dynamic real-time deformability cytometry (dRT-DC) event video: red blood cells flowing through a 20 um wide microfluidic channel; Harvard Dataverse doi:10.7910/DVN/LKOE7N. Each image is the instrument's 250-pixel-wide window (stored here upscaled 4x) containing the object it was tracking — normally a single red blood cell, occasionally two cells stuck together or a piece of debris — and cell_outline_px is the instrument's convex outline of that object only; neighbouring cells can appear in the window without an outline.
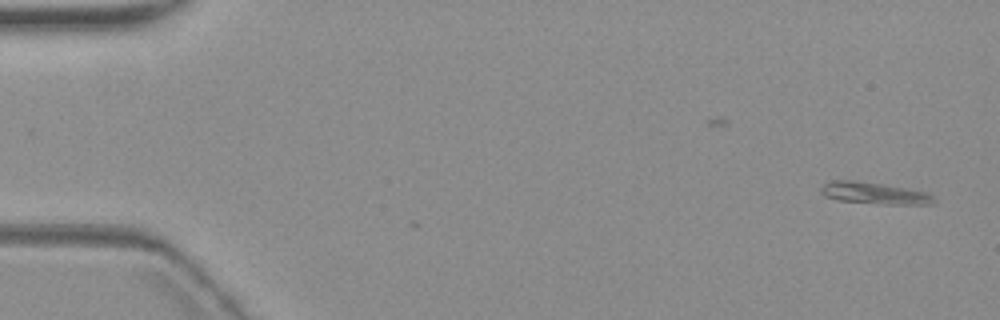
{"species": "common noctule bat (a hibernating species)", "species_latin": "Nyctalus noctula", "temperature_condition": "warm", "stored_images_in_passage": 2, "camera_frame_rate_fps": 3000, "um_per_image_px": 0.085, "animal": {"sex": "female", "body_mass_g": 19.3, "forearm_length_mm": 54.1}, "frame": {"image": 1, "passage_image": 2, "time_ms": 2.0, "image_size_px": [1000, 320], "cell_outline_px": [[936, 204], [880, 204], [836, 200], [824, 196], [820, 192], [820, 188], [828, 180], [856, 180], [928, 192], [936, 200]], "centroid_in_image_um": [74.28, 16.42], "position_along_channel_um": 10.7, "area_um2": 14.39}}